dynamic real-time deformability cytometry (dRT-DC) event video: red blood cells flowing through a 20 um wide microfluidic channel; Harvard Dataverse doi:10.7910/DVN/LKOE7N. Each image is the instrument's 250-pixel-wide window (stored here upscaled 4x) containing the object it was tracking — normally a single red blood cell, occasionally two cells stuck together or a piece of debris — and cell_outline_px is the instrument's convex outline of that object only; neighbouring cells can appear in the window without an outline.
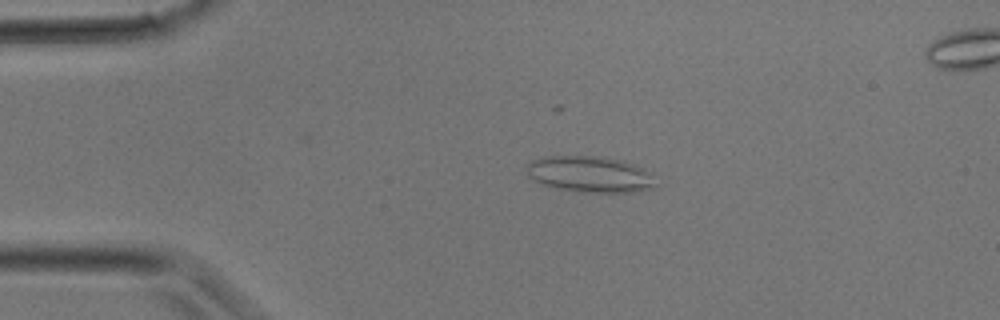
{"species": "common noctule bat (a hibernating species)", "species_latin": "Nyctalus noctula", "temperature_condition": "room temperature", "stored_images_in_passage": 31, "camera_frame_rate_fps": 3000, "um_per_image_px": 0.085, "animal": {"sex": "male", "body_mass_g": 17.9}, "frame": {"image": 1, "passage_image": 4, "time_ms": 1.0, "image_size_px": [1000, 320], "cell_outline_px": [[656, 188], [632, 192], [584, 192], [556, 188], [544, 184], [528, 176], [528, 164], [532, 160], [544, 156], [596, 156], [620, 160], [644, 168], [656, 184]], "centroid_in_image_um": [50.15, 14.81], "position_along_channel_um": 34.9, "area_um2": 26.82}}
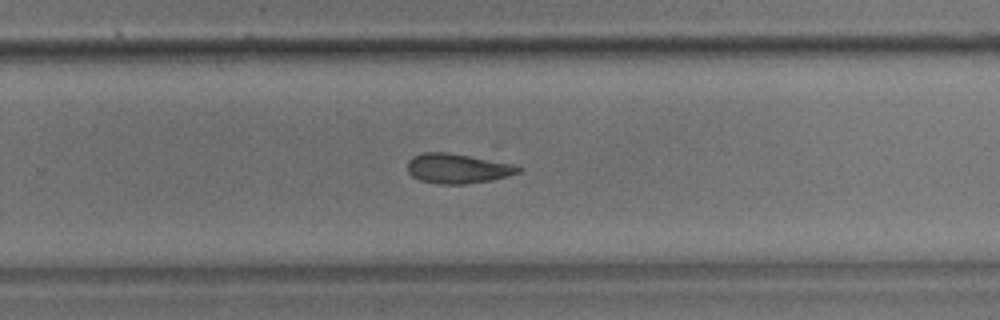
{"frame": {"image": 2, "passage_image": 18, "time_ms": 5.667, "image_size_px": [1000, 320], "cell_outline_px": [[524, 168], [520, 172], [508, 176], [492, 180], [464, 184], [440, 184], [420, 180], [412, 176], [408, 172], [408, 160], [412, 156], [424, 152], [448, 152], [512, 164]], "centroid_in_image_um": [38.88, 14.32], "position_along_channel_um": 290.9, "area_um2": 19.19}}
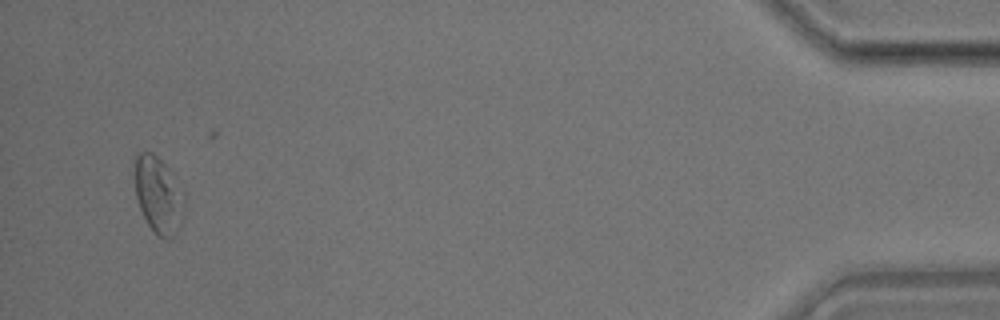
{"frame": {"image": 3, "passage_image": 28, "time_ms": 9.0, "image_size_px": [1000, 320], "cell_outline_px": [[184, 216], [176, 232], [168, 240], [164, 240], [156, 236], [148, 224], [140, 208], [136, 196], [132, 164], [136, 152], [152, 152], [172, 172], [184, 192]], "centroid_in_image_um": [13.44, 16.55], "position_along_channel_um": 421.8, "area_um2": 22.77}}